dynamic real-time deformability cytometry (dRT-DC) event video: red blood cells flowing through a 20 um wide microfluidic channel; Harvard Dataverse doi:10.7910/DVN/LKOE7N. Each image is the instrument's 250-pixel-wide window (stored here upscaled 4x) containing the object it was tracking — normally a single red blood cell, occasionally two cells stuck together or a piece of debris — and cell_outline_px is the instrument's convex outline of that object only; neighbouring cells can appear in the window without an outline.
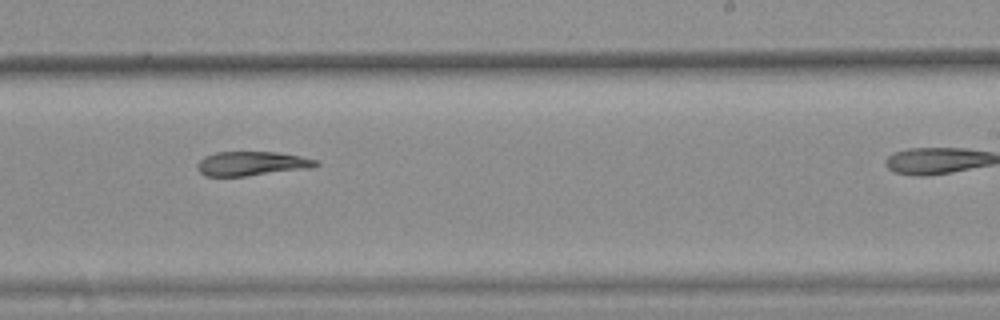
{"species": "common noctule bat (a hibernating species)", "species_latin": "Nyctalus noctula", "temperature_condition": "warm", "stored_images_in_passage": 12, "camera_frame_rate_fps": 3000, "um_per_image_px": 0.085, "animal": {"sex": "female", "body_mass_g": 25.1}, "frame": {"image": 1, "passage_image": 9, "time_ms": 2.667, "image_size_px": [1000, 320], "cell_outline_px": [[320, 164], [312, 168], [244, 176], [204, 176], [196, 168], [196, 164], [204, 156], [216, 152], [276, 152], [300, 156], [320, 160]], "centroid_in_image_um": [21.41, 13.9], "position_along_channel_um": 267.6, "area_um2": 16.88}}
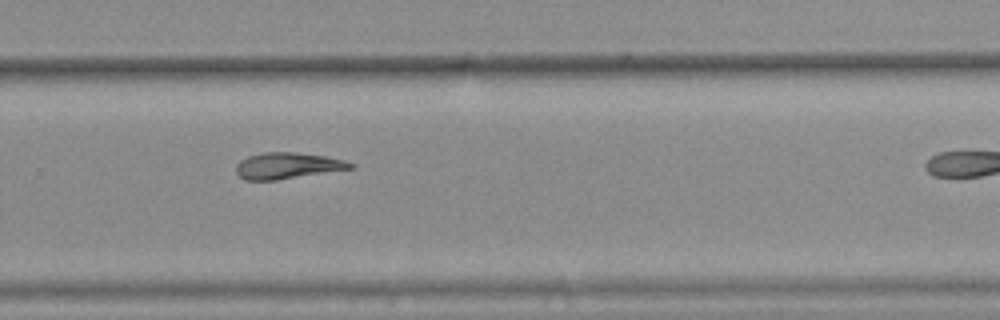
{"frame": {"image": 2, "passage_image": 10, "time_ms": 3.0, "image_size_px": [1000, 320], "cell_outline_px": [[356, 168], [276, 180], [244, 180], [236, 172], [236, 164], [240, 160], [248, 156], [264, 152], [292, 152], [328, 156], [344, 160], [356, 164]], "centroid_in_image_um": [24.47, 14.08], "position_along_channel_um": 305.3, "area_um2": 17.63}}